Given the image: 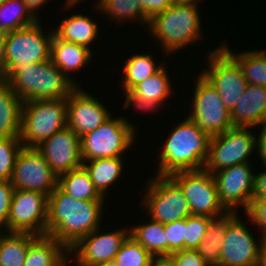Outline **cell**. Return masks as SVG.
<instances>
[{"instance_id": "1f68e13d", "label": "cell", "mask_w": 266, "mask_h": 266, "mask_svg": "<svg viewBox=\"0 0 266 266\" xmlns=\"http://www.w3.org/2000/svg\"><path fill=\"white\" fill-rule=\"evenodd\" d=\"M152 56L150 53H141L128 58L122 69L124 80L121 81L124 90H131L136 84L152 76L163 67V64L156 65Z\"/></svg>"}, {"instance_id": "d6a6232c", "label": "cell", "mask_w": 266, "mask_h": 266, "mask_svg": "<svg viewBox=\"0 0 266 266\" xmlns=\"http://www.w3.org/2000/svg\"><path fill=\"white\" fill-rule=\"evenodd\" d=\"M166 72V67L163 66L158 72L136 84L131 91L146 100L164 104L168 96L172 95V84H170V77L167 75L169 73Z\"/></svg>"}, {"instance_id": "9c48e42d", "label": "cell", "mask_w": 266, "mask_h": 266, "mask_svg": "<svg viewBox=\"0 0 266 266\" xmlns=\"http://www.w3.org/2000/svg\"><path fill=\"white\" fill-rule=\"evenodd\" d=\"M249 127H232L212 136L204 170L214 173L241 163H249V156L257 149V137Z\"/></svg>"}, {"instance_id": "7dc6e473", "label": "cell", "mask_w": 266, "mask_h": 266, "mask_svg": "<svg viewBox=\"0 0 266 266\" xmlns=\"http://www.w3.org/2000/svg\"><path fill=\"white\" fill-rule=\"evenodd\" d=\"M5 42L6 34L0 33V79L5 77Z\"/></svg>"}, {"instance_id": "2e32d148", "label": "cell", "mask_w": 266, "mask_h": 266, "mask_svg": "<svg viewBox=\"0 0 266 266\" xmlns=\"http://www.w3.org/2000/svg\"><path fill=\"white\" fill-rule=\"evenodd\" d=\"M212 174L223 206L229 212H236V208L241 205L246 212L252 202L255 175L252 168H250V164H237Z\"/></svg>"}, {"instance_id": "5bb4252c", "label": "cell", "mask_w": 266, "mask_h": 266, "mask_svg": "<svg viewBox=\"0 0 266 266\" xmlns=\"http://www.w3.org/2000/svg\"><path fill=\"white\" fill-rule=\"evenodd\" d=\"M10 182L14 189L37 191L49 196L58 187V176L36 148L22 147Z\"/></svg>"}, {"instance_id": "603a6c76", "label": "cell", "mask_w": 266, "mask_h": 266, "mask_svg": "<svg viewBox=\"0 0 266 266\" xmlns=\"http://www.w3.org/2000/svg\"><path fill=\"white\" fill-rule=\"evenodd\" d=\"M69 256V250L56 239L38 236L29 245L23 266H67Z\"/></svg>"}, {"instance_id": "f5cc1de1", "label": "cell", "mask_w": 266, "mask_h": 266, "mask_svg": "<svg viewBox=\"0 0 266 266\" xmlns=\"http://www.w3.org/2000/svg\"><path fill=\"white\" fill-rule=\"evenodd\" d=\"M4 3V0H0V6Z\"/></svg>"}, {"instance_id": "681fc988", "label": "cell", "mask_w": 266, "mask_h": 266, "mask_svg": "<svg viewBox=\"0 0 266 266\" xmlns=\"http://www.w3.org/2000/svg\"><path fill=\"white\" fill-rule=\"evenodd\" d=\"M258 266H266V240H264L261 247Z\"/></svg>"}, {"instance_id": "4316f807", "label": "cell", "mask_w": 266, "mask_h": 266, "mask_svg": "<svg viewBox=\"0 0 266 266\" xmlns=\"http://www.w3.org/2000/svg\"><path fill=\"white\" fill-rule=\"evenodd\" d=\"M58 187L77 200L104 201L82 166L58 177Z\"/></svg>"}, {"instance_id": "d4e9b609", "label": "cell", "mask_w": 266, "mask_h": 266, "mask_svg": "<svg viewBox=\"0 0 266 266\" xmlns=\"http://www.w3.org/2000/svg\"><path fill=\"white\" fill-rule=\"evenodd\" d=\"M123 157L101 158L83 161L82 166L89 173L96 190L104 198L107 189L119 179L123 169ZM88 162V163H87Z\"/></svg>"}, {"instance_id": "d590c367", "label": "cell", "mask_w": 266, "mask_h": 266, "mask_svg": "<svg viewBox=\"0 0 266 266\" xmlns=\"http://www.w3.org/2000/svg\"><path fill=\"white\" fill-rule=\"evenodd\" d=\"M22 147L20 137H0V180L10 181L17 155Z\"/></svg>"}, {"instance_id": "3957f363", "label": "cell", "mask_w": 266, "mask_h": 266, "mask_svg": "<svg viewBox=\"0 0 266 266\" xmlns=\"http://www.w3.org/2000/svg\"><path fill=\"white\" fill-rule=\"evenodd\" d=\"M197 5L173 3L164 12L156 14L149 20L147 28L152 34L150 36L161 42L159 45L164 47L163 52L173 54L177 49L202 39L199 18L201 14Z\"/></svg>"}, {"instance_id": "c3c4849f", "label": "cell", "mask_w": 266, "mask_h": 266, "mask_svg": "<svg viewBox=\"0 0 266 266\" xmlns=\"http://www.w3.org/2000/svg\"><path fill=\"white\" fill-rule=\"evenodd\" d=\"M27 7L31 10V12L37 16V10H39V8L46 4L47 2H49V0H22Z\"/></svg>"}, {"instance_id": "277c9868", "label": "cell", "mask_w": 266, "mask_h": 266, "mask_svg": "<svg viewBox=\"0 0 266 266\" xmlns=\"http://www.w3.org/2000/svg\"><path fill=\"white\" fill-rule=\"evenodd\" d=\"M8 81L24 102L67 98L77 87L51 59L23 66Z\"/></svg>"}, {"instance_id": "8d00e7d4", "label": "cell", "mask_w": 266, "mask_h": 266, "mask_svg": "<svg viewBox=\"0 0 266 266\" xmlns=\"http://www.w3.org/2000/svg\"><path fill=\"white\" fill-rule=\"evenodd\" d=\"M214 218L199 215H190L186 218L184 249L196 250Z\"/></svg>"}, {"instance_id": "ab89813d", "label": "cell", "mask_w": 266, "mask_h": 266, "mask_svg": "<svg viewBox=\"0 0 266 266\" xmlns=\"http://www.w3.org/2000/svg\"><path fill=\"white\" fill-rule=\"evenodd\" d=\"M14 190L9 180H0V231L7 232V223Z\"/></svg>"}, {"instance_id": "bcb514c9", "label": "cell", "mask_w": 266, "mask_h": 266, "mask_svg": "<svg viewBox=\"0 0 266 266\" xmlns=\"http://www.w3.org/2000/svg\"><path fill=\"white\" fill-rule=\"evenodd\" d=\"M149 266H176L170 255L153 256Z\"/></svg>"}, {"instance_id": "ffe728a7", "label": "cell", "mask_w": 266, "mask_h": 266, "mask_svg": "<svg viewBox=\"0 0 266 266\" xmlns=\"http://www.w3.org/2000/svg\"><path fill=\"white\" fill-rule=\"evenodd\" d=\"M235 127H259L266 122L265 86L248 84L231 112Z\"/></svg>"}, {"instance_id": "8992f818", "label": "cell", "mask_w": 266, "mask_h": 266, "mask_svg": "<svg viewBox=\"0 0 266 266\" xmlns=\"http://www.w3.org/2000/svg\"><path fill=\"white\" fill-rule=\"evenodd\" d=\"M39 21L6 34L5 79L9 80L23 66L50 59L54 31L42 32Z\"/></svg>"}, {"instance_id": "f35d334b", "label": "cell", "mask_w": 266, "mask_h": 266, "mask_svg": "<svg viewBox=\"0 0 266 266\" xmlns=\"http://www.w3.org/2000/svg\"><path fill=\"white\" fill-rule=\"evenodd\" d=\"M248 221L254 223L264 240H266V198L252 199L249 209L245 213Z\"/></svg>"}, {"instance_id": "ac0fdd59", "label": "cell", "mask_w": 266, "mask_h": 266, "mask_svg": "<svg viewBox=\"0 0 266 266\" xmlns=\"http://www.w3.org/2000/svg\"><path fill=\"white\" fill-rule=\"evenodd\" d=\"M36 149L58 177L82 167L80 137L69 127L54 133Z\"/></svg>"}, {"instance_id": "d6986e66", "label": "cell", "mask_w": 266, "mask_h": 266, "mask_svg": "<svg viewBox=\"0 0 266 266\" xmlns=\"http://www.w3.org/2000/svg\"><path fill=\"white\" fill-rule=\"evenodd\" d=\"M111 116L101 101L79 86L67 97V127L80 138L98 128Z\"/></svg>"}, {"instance_id": "74e56055", "label": "cell", "mask_w": 266, "mask_h": 266, "mask_svg": "<svg viewBox=\"0 0 266 266\" xmlns=\"http://www.w3.org/2000/svg\"><path fill=\"white\" fill-rule=\"evenodd\" d=\"M186 219L176 220L164 225L168 240V255L184 249Z\"/></svg>"}, {"instance_id": "83f0119b", "label": "cell", "mask_w": 266, "mask_h": 266, "mask_svg": "<svg viewBox=\"0 0 266 266\" xmlns=\"http://www.w3.org/2000/svg\"><path fill=\"white\" fill-rule=\"evenodd\" d=\"M37 237L32 233L0 231V266H23L29 245Z\"/></svg>"}, {"instance_id": "e575fe53", "label": "cell", "mask_w": 266, "mask_h": 266, "mask_svg": "<svg viewBox=\"0 0 266 266\" xmlns=\"http://www.w3.org/2000/svg\"><path fill=\"white\" fill-rule=\"evenodd\" d=\"M152 255L130 235L123 242L114 260L118 266H149Z\"/></svg>"}, {"instance_id": "cb8c5ba5", "label": "cell", "mask_w": 266, "mask_h": 266, "mask_svg": "<svg viewBox=\"0 0 266 266\" xmlns=\"http://www.w3.org/2000/svg\"><path fill=\"white\" fill-rule=\"evenodd\" d=\"M98 24L91 18L82 15H72L61 20L60 25L56 27L54 35L63 41L76 43L89 49L90 44L97 39Z\"/></svg>"}, {"instance_id": "f6af8a7d", "label": "cell", "mask_w": 266, "mask_h": 266, "mask_svg": "<svg viewBox=\"0 0 266 266\" xmlns=\"http://www.w3.org/2000/svg\"><path fill=\"white\" fill-rule=\"evenodd\" d=\"M261 128L260 135L257 137V150L256 154H259L261 163H263L264 168H266V122H264Z\"/></svg>"}, {"instance_id": "484cf974", "label": "cell", "mask_w": 266, "mask_h": 266, "mask_svg": "<svg viewBox=\"0 0 266 266\" xmlns=\"http://www.w3.org/2000/svg\"><path fill=\"white\" fill-rule=\"evenodd\" d=\"M237 212H228L227 214L214 218L208 227L207 232L198 248L199 255L210 265L219 266L221 247L227 229V222Z\"/></svg>"}, {"instance_id": "ee69618b", "label": "cell", "mask_w": 266, "mask_h": 266, "mask_svg": "<svg viewBox=\"0 0 266 266\" xmlns=\"http://www.w3.org/2000/svg\"><path fill=\"white\" fill-rule=\"evenodd\" d=\"M266 198V169L254 175L252 199Z\"/></svg>"}, {"instance_id": "60d3db41", "label": "cell", "mask_w": 266, "mask_h": 266, "mask_svg": "<svg viewBox=\"0 0 266 266\" xmlns=\"http://www.w3.org/2000/svg\"><path fill=\"white\" fill-rule=\"evenodd\" d=\"M176 266H210L198 253L197 250L183 249L170 255Z\"/></svg>"}, {"instance_id": "4fadbf2b", "label": "cell", "mask_w": 266, "mask_h": 266, "mask_svg": "<svg viewBox=\"0 0 266 266\" xmlns=\"http://www.w3.org/2000/svg\"><path fill=\"white\" fill-rule=\"evenodd\" d=\"M47 208L46 194L15 189L11 200L7 232L47 235Z\"/></svg>"}, {"instance_id": "816d5d0a", "label": "cell", "mask_w": 266, "mask_h": 266, "mask_svg": "<svg viewBox=\"0 0 266 266\" xmlns=\"http://www.w3.org/2000/svg\"><path fill=\"white\" fill-rule=\"evenodd\" d=\"M96 266H118L117 262L113 259V260H110L108 262H104V263H101V264H98Z\"/></svg>"}, {"instance_id": "9a60e30c", "label": "cell", "mask_w": 266, "mask_h": 266, "mask_svg": "<svg viewBox=\"0 0 266 266\" xmlns=\"http://www.w3.org/2000/svg\"><path fill=\"white\" fill-rule=\"evenodd\" d=\"M240 219L236 213L227 222L219 266H258L264 239L259 237L258 243Z\"/></svg>"}, {"instance_id": "836d02e7", "label": "cell", "mask_w": 266, "mask_h": 266, "mask_svg": "<svg viewBox=\"0 0 266 266\" xmlns=\"http://www.w3.org/2000/svg\"><path fill=\"white\" fill-rule=\"evenodd\" d=\"M97 10L106 13L112 20L117 22L138 19L143 25L149 20L144 16L139 0H98L95 5Z\"/></svg>"}, {"instance_id": "7a4b0ae2", "label": "cell", "mask_w": 266, "mask_h": 266, "mask_svg": "<svg viewBox=\"0 0 266 266\" xmlns=\"http://www.w3.org/2000/svg\"><path fill=\"white\" fill-rule=\"evenodd\" d=\"M178 124L162 144L156 175L204 169L211 137L189 117Z\"/></svg>"}, {"instance_id": "8fae6325", "label": "cell", "mask_w": 266, "mask_h": 266, "mask_svg": "<svg viewBox=\"0 0 266 266\" xmlns=\"http://www.w3.org/2000/svg\"><path fill=\"white\" fill-rule=\"evenodd\" d=\"M189 118L210 137L234 127L231 112L224 105L218 91L200 74L197 77Z\"/></svg>"}, {"instance_id": "4dcf8cb0", "label": "cell", "mask_w": 266, "mask_h": 266, "mask_svg": "<svg viewBox=\"0 0 266 266\" xmlns=\"http://www.w3.org/2000/svg\"><path fill=\"white\" fill-rule=\"evenodd\" d=\"M38 20L22 0H4L0 6V33H11Z\"/></svg>"}, {"instance_id": "7402d4cb", "label": "cell", "mask_w": 266, "mask_h": 266, "mask_svg": "<svg viewBox=\"0 0 266 266\" xmlns=\"http://www.w3.org/2000/svg\"><path fill=\"white\" fill-rule=\"evenodd\" d=\"M24 101L12 90L10 82L0 79V137H20Z\"/></svg>"}, {"instance_id": "ba28073f", "label": "cell", "mask_w": 266, "mask_h": 266, "mask_svg": "<svg viewBox=\"0 0 266 266\" xmlns=\"http://www.w3.org/2000/svg\"><path fill=\"white\" fill-rule=\"evenodd\" d=\"M154 176L146 182L147 191L141 197L140 205L148 216L165 225L192 215L180 186L170 176Z\"/></svg>"}, {"instance_id": "b9f144b4", "label": "cell", "mask_w": 266, "mask_h": 266, "mask_svg": "<svg viewBox=\"0 0 266 266\" xmlns=\"http://www.w3.org/2000/svg\"><path fill=\"white\" fill-rule=\"evenodd\" d=\"M125 94V102L123 104V108H130V106H135L137 110H143L144 112L146 111H155L158 108H160L161 104L156 102V101H149L144 98H141L134 94L131 90H124ZM133 103V105L131 104Z\"/></svg>"}, {"instance_id": "7bdbcfd3", "label": "cell", "mask_w": 266, "mask_h": 266, "mask_svg": "<svg viewBox=\"0 0 266 266\" xmlns=\"http://www.w3.org/2000/svg\"><path fill=\"white\" fill-rule=\"evenodd\" d=\"M144 16L150 20L173 4L172 0H139Z\"/></svg>"}, {"instance_id": "e0dca14e", "label": "cell", "mask_w": 266, "mask_h": 266, "mask_svg": "<svg viewBox=\"0 0 266 266\" xmlns=\"http://www.w3.org/2000/svg\"><path fill=\"white\" fill-rule=\"evenodd\" d=\"M97 228L89 235L82 237L72 248L69 255L76 256L75 266H96L115 258L123 242L130 235V230L121 228L113 232H100Z\"/></svg>"}, {"instance_id": "6da1fadb", "label": "cell", "mask_w": 266, "mask_h": 266, "mask_svg": "<svg viewBox=\"0 0 266 266\" xmlns=\"http://www.w3.org/2000/svg\"><path fill=\"white\" fill-rule=\"evenodd\" d=\"M104 201L77 200L57 187L48 196L47 235L68 250L100 227Z\"/></svg>"}, {"instance_id": "52a82bcc", "label": "cell", "mask_w": 266, "mask_h": 266, "mask_svg": "<svg viewBox=\"0 0 266 266\" xmlns=\"http://www.w3.org/2000/svg\"><path fill=\"white\" fill-rule=\"evenodd\" d=\"M136 128L123 117L107 119L95 130L80 138L83 161L122 157L135 142Z\"/></svg>"}, {"instance_id": "30bf717a", "label": "cell", "mask_w": 266, "mask_h": 266, "mask_svg": "<svg viewBox=\"0 0 266 266\" xmlns=\"http://www.w3.org/2000/svg\"><path fill=\"white\" fill-rule=\"evenodd\" d=\"M170 177L182 189L192 215L218 218L229 212L220 202L212 173L204 169L180 171L171 174Z\"/></svg>"}, {"instance_id": "5b68a950", "label": "cell", "mask_w": 266, "mask_h": 266, "mask_svg": "<svg viewBox=\"0 0 266 266\" xmlns=\"http://www.w3.org/2000/svg\"><path fill=\"white\" fill-rule=\"evenodd\" d=\"M65 127H67V98L23 103L20 130L23 147L36 148Z\"/></svg>"}, {"instance_id": "44dd1931", "label": "cell", "mask_w": 266, "mask_h": 266, "mask_svg": "<svg viewBox=\"0 0 266 266\" xmlns=\"http://www.w3.org/2000/svg\"><path fill=\"white\" fill-rule=\"evenodd\" d=\"M93 55L92 49L53 36L50 59L76 86L78 83L70 73L83 69L91 62Z\"/></svg>"}, {"instance_id": "f546056e", "label": "cell", "mask_w": 266, "mask_h": 266, "mask_svg": "<svg viewBox=\"0 0 266 266\" xmlns=\"http://www.w3.org/2000/svg\"><path fill=\"white\" fill-rule=\"evenodd\" d=\"M221 47L238 63L248 84L266 86V51L253 50L233 54L227 45Z\"/></svg>"}, {"instance_id": "f907efd6", "label": "cell", "mask_w": 266, "mask_h": 266, "mask_svg": "<svg viewBox=\"0 0 266 266\" xmlns=\"http://www.w3.org/2000/svg\"><path fill=\"white\" fill-rule=\"evenodd\" d=\"M176 4H197L200 0H172Z\"/></svg>"}, {"instance_id": "f1b7e54d", "label": "cell", "mask_w": 266, "mask_h": 266, "mask_svg": "<svg viewBox=\"0 0 266 266\" xmlns=\"http://www.w3.org/2000/svg\"><path fill=\"white\" fill-rule=\"evenodd\" d=\"M146 223V224H145ZM130 228V236L143 246L152 256L168 255V240L164 224L152 220Z\"/></svg>"}, {"instance_id": "7c38bea8", "label": "cell", "mask_w": 266, "mask_h": 266, "mask_svg": "<svg viewBox=\"0 0 266 266\" xmlns=\"http://www.w3.org/2000/svg\"><path fill=\"white\" fill-rule=\"evenodd\" d=\"M206 56L209 66L201 74L218 91L224 105L232 112L248 85L242 70L221 46L208 51Z\"/></svg>"}]
</instances>
